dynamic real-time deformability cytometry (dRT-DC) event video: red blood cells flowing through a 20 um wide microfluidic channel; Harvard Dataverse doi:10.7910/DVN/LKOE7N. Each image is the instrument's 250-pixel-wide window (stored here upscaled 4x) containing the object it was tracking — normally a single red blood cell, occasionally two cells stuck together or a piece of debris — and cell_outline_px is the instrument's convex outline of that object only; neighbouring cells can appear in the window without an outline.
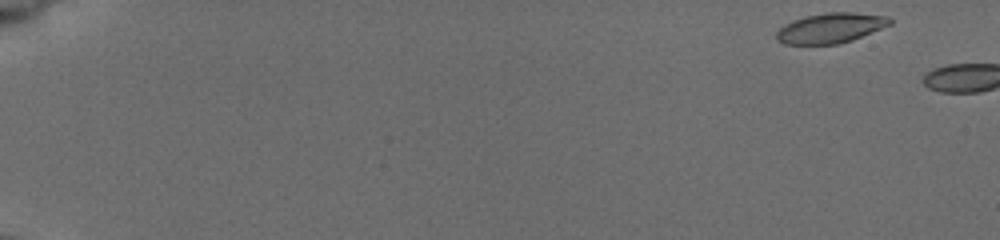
{"species": "common noctule bat (a hibernating species)", "species_latin": "Nyctalus noctula", "temperature_condition": "cold", "stored_images_in_passage": 5, "camera_frame_rate_fps": 3000, "um_per_image_px": 0.085, "animal": {"sex": "female", "body_mass_g": 19.5, "forearm_length_mm": 54.1}, "frame": {"image": 1, "passage_image": 2, "time_ms": 0.333, "image_size_px": [1000, 240], "cell_outline_px": [[892, 24], [852, 40], [840, 44], [784, 44], [776, 40], [776, 32], [784, 24], [792, 20], [804, 16], [828, 12], [852, 12], [888, 16], [892, 20]], "centroid_in_image_um": [70.59, 2.38], "position_along_channel_um": 14.4, "area_um2": 20.0}}